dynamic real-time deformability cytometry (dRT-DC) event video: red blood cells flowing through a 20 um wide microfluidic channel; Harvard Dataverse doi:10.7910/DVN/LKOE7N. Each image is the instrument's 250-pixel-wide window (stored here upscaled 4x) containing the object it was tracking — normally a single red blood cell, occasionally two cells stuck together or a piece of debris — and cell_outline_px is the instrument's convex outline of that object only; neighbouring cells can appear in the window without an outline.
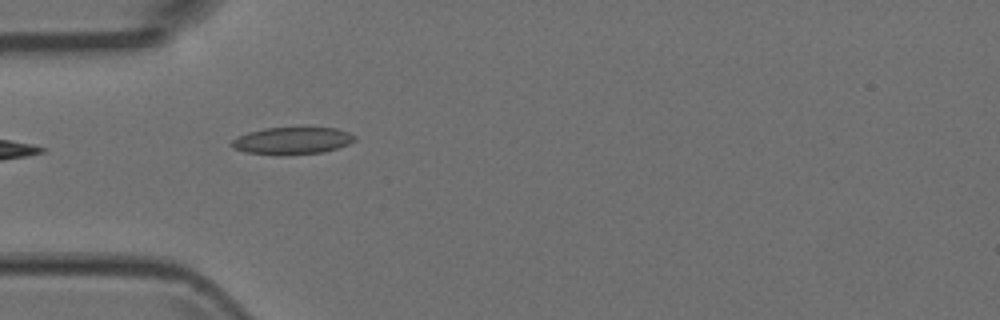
{"species": "Egyptian fruit bat (a non-hibernating species)", "species_latin": "Rousettus aegyptiacus", "temperature_condition": "room temperature", "stored_images_in_passage": 1, "camera_frame_rate_fps": 3000, "um_per_image_px": 0.085, "animal": {"sex": "female"}, "frame": {"image": 1, "passage_image": 1, "time_ms": 0.0, "image_size_px": [1000, 320], "cell_outline_px": [[356, 140], [348, 144], [324, 152], [244, 152], [232, 148], [228, 144], [232, 140], [248, 132], [264, 128], [336, 128], [348, 132], [356, 136]], "centroid_in_image_um": [24.85, 11.91], "position_along_channel_um": 60.2, "area_um2": 18.5}}